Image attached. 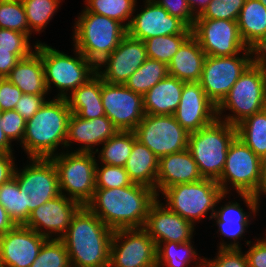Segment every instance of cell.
<instances>
[{
  "mask_svg": "<svg viewBox=\"0 0 266 267\" xmlns=\"http://www.w3.org/2000/svg\"><path fill=\"white\" fill-rule=\"evenodd\" d=\"M157 199L154 189L133 183L127 187L96 188L85 206L113 231L138 229L144 227Z\"/></svg>",
  "mask_w": 266,
  "mask_h": 267,
  "instance_id": "6da1fadb",
  "label": "cell"
},
{
  "mask_svg": "<svg viewBox=\"0 0 266 267\" xmlns=\"http://www.w3.org/2000/svg\"><path fill=\"white\" fill-rule=\"evenodd\" d=\"M113 230L82 206L60 240L65 244L72 267H109Z\"/></svg>",
  "mask_w": 266,
  "mask_h": 267,
  "instance_id": "7a4b0ae2",
  "label": "cell"
},
{
  "mask_svg": "<svg viewBox=\"0 0 266 267\" xmlns=\"http://www.w3.org/2000/svg\"><path fill=\"white\" fill-rule=\"evenodd\" d=\"M50 99L26 121L21 148L28 158H50L59 145L65 148L71 110L66 98Z\"/></svg>",
  "mask_w": 266,
  "mask_h": 267,
  "instance_id": "3957f363",
  "label": "cell"
},
{
  "mask_svg": "<svg viewBox=\"0 0 266 267\" xmlns=\"http://www.w3.org/2000/svg\"><path fill=\"white\" fill-rule=\"evenodd\" d=\"M73 46L95 65L110 55L127 35L119 21L85 9L74 23Z\"/></svg>",
  "mask_w": 266,
  "mask_h": 267,
  "instance_id": "277c9868",
  "label": "cell"
},
{
  "mask_svg": "<svg viewBox=\"0 0 266 267\" xmlns=\"http://www.w3.org/2000/svg\"><path fill=\"white\" fill-rule=\"evenodd\" d=\"M236 137V126L218 118L199 131L189 133L188 150L203 178L215 181L220 178L229 146Z\"/></svg>",
  "mask_w": 266,
  "mask_h": 267,
  "instance_id": "5b68a950",
  "label": "cell"
},
{
  "mask_svg": "<svg viewBox=\"0 0 266 267\" xmlns=\"http://www.w3.org/2000/svg\"><path fill=\"white\" fill-rule=\"evenodd\" d=\"M35 50L41 56L48 92L51 91L53 85L59 91L55 97L67 98L68 92L72 93L97 73L96 65L75 47V57L38 40Z\"/></svg>",
  "mask_w": 266,
  "mask_h": 267,
  "instance_id": "8992f818",
  "label": "cell"
},
{
  "mask_svg": "<svg viewBox=\"0 0 266 267\" xmlns=\"http://www.w3.org/2000/svg\"><path fill=\"white\" fill-rule=\"evenodd\" d=\"M161 193L169 210L193 224L204 219L211 210L210 220L216 210L215 207L227 195L223 193L217 181L205 178L192 183L173 185Z\"/></svg>",
  "mask_w": 266,
  "mask_h": 267,
  "instance_id": "52a82bcc",
  "label": "cell"
},
{
  "mask_svg": "<svg viewBox=\"0 0 266 267\" xmlns=\"http://www.w3.org/2000/svg\"><path fill=\"white\" fill-rule=\"evenodd\" d=\"M66 151L50 157L57 170L60 194L85 206L96 189V164L99 161L95 153Z\"/></svg>",
  "mask_w": 266,
  "mask_h": 267,
  "instance_id": "ba28073f",
  "label": "cell"
},
{
  "mask_svg": "<svg viewBox=\"0 0 266 267\" xmlns=\"http://www.w3.org/2000/svg\"><path fill=\"white\" fill-rule=\"evenodd\" d=\"M265 104L266 75L253 62L217 106V118L236 126L246 117L265 109ZM224 110L233 114L223 117Z\"/></svg>",
  "mask_w": 266,
  "mask_h": 267,
  "instance_id": "9c48e42d",
  "label": "cell"
},
{
  "mask_svg": "<svg viewBox=\"0 0 266 267\" xmlns=\"http://www.w3.org/2000/svg\"><path fill=\"white\" fill-rule=\"evenodd\" d=\"M261 163L262 159L237 136L229 146L223 172L217 180L223 193H230L228 189L232 186L238 194L254 195L260 183Z\"/></svg>",
  "mask_w": 266,
  "mask_h": 267,
  "instance_id": "30bf717a",
  "label": "cell"
},
{
  "mask_svg": "<svg viewBox=\"0 0 266 267\" xmlns=\"http://www.w3.org/2000/svg\"><path fill=\"white\" fill-rule=\"evenodd\" d=\"M233 56H206L199 80L207 97L218 106L238 78L253 63V49L248 48Z\"/></svg>",
  "mask_w": 266,
  "mask_h": 267,
  "instance_id": "8fae6325",
  "label": "cell"
},
{
  "mask_svg": "<svg viewBox=\"0 0 266 267\" xmlns=\"http://www.w3.org/2000/svg\"><path fill=\"white\" fill-rule=\"evenodd\" d=\"M23 169H15L20 191H23L24 208L31 211L60 195L58 175L50 158H29Z\"/></svg>",
  "mask_w": 266,
  "mask_h": 267,
  "instance_id": "7c38bea8",
  "label": "cell"
},
{
  "mask_svg": "<svg viewBox=\"0 0 266 267\" xmlns=\"http://www.w3.org/2000/svg\"><path fill=\"white\" fill-rule=\"evenodd\" d=\"M134 132L137 140L159 159L188 149L189 133L176 121L174 115L145 114Z\"/></svg>",
  "mask_w": 266,
  "mask_h": 267,
  "instance_id": "4fadbf2b",
  "label": "cell"
},
{
  "mask_svg": "<svg viewBox=\"0 0 266 267\" xmlns=\"http://www.w3.org/2000/svg\"><path fill=\"white\" fill-rule=\"evenodd\" d=\"M156 249L154 240L143 228L115 230L109 267H157Z\"/></svg>",
  "mask_w": 266,
  "mask_h": 267,
  "instance_id": "5bb4252c",
  "label": "cell"
},
{
  "mask_svg": "<svg viewBox=\"0 0 266 267\" xmlns=\"http://www.w3.org/2000/svg\"><path fill=\"white\" fill-rule=\"evenodd\" d=\"M192 35L206 56H233L248 49L241 38L237 21L195 19Z\"/></svg>",
  "mask_w": 266,
  "mask_h": 267,
  "instance_id": "9a60e30c",
  "label": "cell"
},
{
  "mask_svg": "<svg viewBox=\"0 0 266 267\" xmlns=\"http://www.w3.org/2000/svg\"><path fill=\"white\" fill-rule=\"evenodd\" d=\"M105 115L121 131H134L145 115L143 96L124 84L103 81L101 91Z\"/></svg>",
  "mask_w": 266,
  "mask_h": 267,
  "instance_id": "2e32d148",
  "label": "cell"
},
{
  "mask_svg": "<svg viewBox=\"0 0 266 267\" xmlns=\"http://www.w3.org/2000/svg\"><path fill=\"white\" fill-rule=\"evenodd\" d=\"M81 207L79 202L60 194L31 211L24 226L47 239H60Z\"/></svg>",
  "mask_w": 266,
  "mask_h": 267,
  "instance_id": "e0dca14e",
  "label": "cell"
},
{
  "mask_svg": "<svg viewBox=\"0 0 266 267\" xmlns=\"http://www.w3.org/2000/svg\"><path fill=\"white\" fill-rule=\"evenodd\" d=\"M147 59L144 41L131 38L127 34L118 47L96 65V71L107 83L125 84Z\"/></svg>",
  "mask_w": 266,
  "mask_h": 267,
  "instance_id": "ac0fdd59",
  "label": "cell"
},
{
  "mask_svg": "<svg viewBox=\"0 0 266 267\" xmlns=\"http://www.w3.org/2000/svg\"><path fill=\"white\" fill-rule=\"evenodd\" d=\"M144 8L133 15L127 28V34L134 39L144 41L152 37L175 34H192L189 28L178 17L170 15L154 0H144Z\"/></svg>",
  "mask_w": 266,
  "mask_h": 267,
  "instance_id": "d6986e66",
  "label": "cell"
},
{
  "mask_svg": "<svg viewBox=\"0 0 266 267\" xmlns=\"http://www.w3.org/2000/svg\"><path fill=\"white\" fill-rule=\"evenodd\" d=\"M174 117L188 133L196 132L217 119V106L199 82H185Z\"/></svg>",
  "mask_w": 266,
  "mask_h": 267,
  "instance_id": "ffe728a7",
  "label": "cell"
},
{
  "mask_svg": "<svg viewBox=\"0 0 266 267\" xmlns=\"http://www.w3.org/2000/svg\"><path fill=\"white\" fill-rule=\"evenodd\" d=\"M192 222L169 210L159 198L151 205L143 229L154 240L156 247L163 242L191 241L195 228Z\"/></svg>",
  "mask_w": 266,
  "mask_h": 267,
  "instance_id": "44dd1931",
  "label": "cell"
},
{
  "mask_svg": "<svg viewBox=\"0 0 266 267\" xmlns=\"http://www.w3.org/2000/svg\"><path fill=\"white\" fill-rule=\"evenodd\" d=\"M46 237L24 225H16L0 237L3 267H30Z\"/></svg>",
  "mask_w": 266,
  "mask_h": 267,
  "instance_id": "7402d4cb",
  "label": "cell"
},
{
  "mask_svg": "<svg viewBox=\"0 0 266 267\" xmlns=\"http://www.w3.org/2000/svg\"><path fill=\"white\" fill-rule=\"evenodd\" d=\"M241 196L243 201L247 204L249 210L252 212H244L243 208H241L240 203L234 201H228L224 206H220L221 208H216L214 215L211 219H215V222L218 226V231L220 235L223 237H228L231 241L230 243L224 242V240L220 241L219 248H241L238 240L243 238V235L251 224L250 217L252 218L256 216L259 211L260 204L258 200L255 198L253 194H238ZM233 240V241H232Z\"/></svg>",
  "mask_w": 266,
  "mask_h": 267,
  "instance_id": "603a6c76",
  "label": "cell"
},
{
  "mask_svg": "<svg viewBox=\"0 0 266 267\" xmlns=\"http://www.w3.org/2000/svg\"><path fill=\"white\" fill-rule=\"evenodd\" d=\"M118 131V128L106 115L87 120L71 113L68 120L65 147L67 149L72 142H76L83 146L81 145L74 152L95 153L94 147L102 145Z\"/></svg>",
  "mask_w": 266,
  "mask_h": 267,
  "instance_id": "cb8c5ba5",
  "label": "cell"
},
{
  "mask_svg": "<svg viewBox=\"0 0 266 267\" xmlns=\"http://www.w3.org/2000/svg\"><path fill=\"white\" fill-rule=\"evenodd\" d=\"M203 179L197 163L188 149L168 154L159 159L156 195L176 184L192 183Z\"/></svg>",
  "mask_w": 266,
  "mask_h": 267,
  "instance_id": "d4e9b609",
  "label": "cell"
},
{
  "mask_svg": "<svg viewBox=\"0 0 266 267\" xmlns=\"http://www.w3.org/2000/svg\"><path fill=\"white\" fill-rule=\"evenodd\" d=\"M206 54L191 34L168 64L169 75L184 82H199Z\"/></svg>",
  "mask_w": 266,
  "mask_h": 267,
  "instance_id": "484cf974",
  "label": "cell"
},
{
  "mask_svg": "<svg viewBox=\"0 0 266 267\" xmlns=\"http://www.w3.org/2000/svg\"><path fill=\"white\" fill-rule=\"evenodd\" d=\"M184 81L168 75L144 96L145 114L174 115L180 103Z\"/></svg>",
  "mask_w": 266,
  "mask_h": 267,
  "instance_id": "4316f807",
  "label": "cell"
},
{
  "mask_svg": "<svg viewBox=\"0 0 266 267\" xmlns=\"http://www.w3.org/2000/svg\"><path fill=\"white\" fill-rule=\"evenodd\" d=\"M6 79L16 85L23 94L48 95L44 66L36 50L20 59Z\"/></svg>",
  "mask_w": 266,
  "mask_h": 267,
  "instance_id": "83f0119b",
  "label": "cell"
},
{
  "mask_svg": "<svg viewBox=\"0 0 266 267\" xmlns=\"http://www.w3.org/2000/svg\"><path fill=\"white\" fill-rule=\"evenodd\" d=\"M124 168L133 183L150 187L156 192L159 158L137 138Z\"/></svg>",
  "mask_w": 266,
  "mask_h": 267,
  "instance_id": "f1b7e54d",
  "label": "cell"
},
{
  "mask_svg": "<svg viewBox=\"0 0 266 267\" xmlns=\"http://www.w3.org/2000/svg\"><path fill=\"white\" fill-rule=\"evenodd\" d=\"M241 38L254 49L266 40V7L259 0H246L237 19Z\"/></svg>",
  "mask_w": 266,
  "mask_h": 267,
  "instance_id": "f546056e",
  "label": "cell"
},
{
  "mask_svg": "<svg viewBox=\"0 0 266 267\" xmlns=\"http://www.w3.org/2000/svg\"><path fill=\"white\" fill-rule=\"evenodd\" d=\"M237 136L261 159L266 158V108L236 125Z\"/></svg>",
  "mask_w": 266,
  "mask_h": 267,
  "instance_id": "4dcf8cb0",
  "label": "cell"
},
{
  "mask_svg": "<svg viewBox=\"0 0 266 267\" xmlns=\"http://www.w3.org/2000/svg\"><path fill=\"white\" fill-rule=\"evenodd\" d=\"M136 139L134 131L119 130L113 137L103 143L102 149H95L102 164L124 167L131 154L133 142Z\"/></svg>",
  "mask_w": 266,
  "mask_h": 267,
  "instance_id": "1f68e13d",
  "label": "cell"
},
{
  "mask_svg": "<svg viewBox=\"0 0 266 267\" xmlns=\"http://www.w3.org/2000/svg\"><path fill=\"white\" fill-rule=\"evenodd\" d=\"M192 242L160 243L156 249L157 267H189L193 260L204 261L200 255L197 258L198 253H196Z\"/></svg>",
  "mask_w": 266,
  "mask_h": 267,
  "instance_id": "d6a6232c",
  "label": "cell"
},
{
  "mask_svg": "<svg viewBox=\"0 0 266 267\" xmlns=\"http://www.w3.org/2000/svg\"><path fill=\"white\" fill-rule=\"evenodd\" d=\"M169 75L168 65L148 58L136 72L128 78L125 86L144 96L152 87Z\"/></svg>",
  "mask_w": 266,
  "mask_h": 267,
  "instance_id": "836d02e7",
  "label": "cell"
},
{
  "mask_svg": "<svg viewBox=\"0 0 266 267\" xmlns=\"http://www.w3.org/2000/svg\"><path fill=\"white\" fill-rule=\"evenodd\" d=\"M84 2H86L84 9L87 12L115 19L126 28L129 27L132 16L137 10L136 6H138L137 0H85Z\"/></svg>",
  "mask_w": 266,
  "mask_h": 267,
  "instance_id": "e575fe53",
  "label": "cell"
},
{
  "mask_svg": "<svg viewBox=\"0 0 266 267\" xmlns=\"http://www.w3.org/2000/svg\"><path fill=\"white\" fill-rule=\"evenodd\" d=\"M0 203L16 225L27 222L28 208H24L23 191L15 177L0 186Z\"/></svg>",
  "mask_w": 266,
  "mask_h": 267,
  "instance_id": "d590c367",
  "label": "cell"
},
{
  "mask_svg": "<svg viewBox=\"0 0 266 267\" xmlns=\"http://www.w3.org/2000/svg\"><path fill=\"white\" fill-rule=\"evenodd\" d=\"M62 0H22L30 32L40 33L59 9Z\"/></svg>",
  "mask_w": 266,
  "mask_h": 267,
  "instance_id": "8d00e7d4",
  "label": "cell"
},
{
  "mask_svg": "<svg viewBox=\"0 0 266 267\" xmlns=\"http://www.w3.org/2000/svg\"><path fill=\"white\" fill-rule=\"evenodd\" d=\"M190 35H165L144 40L148 58L168 65L173 56L178 52L180 46Z\"/></svg>",
  "mask_w": 266,
  "mask_h": 267,
  "instance_id": "74e56055",
  "label": "cell"
},
{
  "mask_svg": "<svg viewBox=\"0 0 266 267\" xmlns=\"http://www.w3.org/2000/svg\"><path fill=\"white\" fill-rule=\"evenodd\" d=\"M0 28L25 33L31 38L22 0H0Z\"/></svg>",
  "mask_w": 266,
  "mask_h": 267,
  "instance_id": "f35d334b",
  "label": "cell"
},
{
  "mask_svg": "<svg viewBox=\"0 0 266 267\" xmlns=\"http://www.w3.org/2000/svg\"><path fill=\"white\" fill-rule=\"evenodd\" d=\"M30 267H72L65 244L60 239H47Z\"/></svg>",
  "mask_w": 266,
  "mask_h": 267,
  "instance_id": "ab89813d",
  "label": "cell"
},
{
  "mask_svg": "<svg viewBox=\"0 0 266 267\" xmlns=\"http://www.w3.org/2000/svg\"><path fill=\"white\" fill-rule=\"evenodd\" d=\"M33 46L32 48L30 37L27 34L0 28V50L14 53L19 59H22L35 51L36 43Z\"/></svg>",
  "mask_w": 266,
  "mask_h": 267,
  "instance_id": "60d3db41",
  "label": "cell"
},
{
  "mask_svg": "<svg viewBox=\"0 0 266 267\" xmlns=\"http://www.w3.org/2000/svg\"><path fill=\"white\" fill-rule=\"evenodd\" d=\"M96 164V188H117V187H127L132 185L133 182L130 180L126 169L122 166H110L106 164Z\"/></svg>",
  "mask_w": 266,
  "mask_h": 267,
  "instance_id": "b9f144b4",
  "label": "cell"
},
{
  "mask_svg": "<svg viewBox=\"0 0 266 267\" xmlns=\"http://www.w3.org/2000/svg\"><path fill=\"white\" fill-rule=\"evenodd\" d=\"M102 78L96 73L66 98L69 107H84V103L102 102Z\"/></svg>",
  "mask_w": 266,
  "mask_h": 267,
  "instance_id": "7bdbcfd3",
  "label": "cell"
},
{
  "mask_svg": "<svg viewBox=\"0 0 266 267\" xmlns=\"http://www.w3.org/2000/svg\"><path fill=\"white\" fill-rule=\"evenodd\" d=\"M246 0H211L204 12L196 19H224L237 21Z\"/></svg>",
  "mask_w": 266,
  "mask_h": 267,
  "instance_id": "ee69618b",
  "label": "cell"
},
{
  "mask_svg": "<svg viewBox=\"0 0 266 267\" xmlns=\"http://www.w3.org/2000/svg\"><path fill=\"white\" fill-rule=\"evenodd\" d=\"M242 248H218L215 258H204L205 267H248L246 255Z\"/></svg>",
  "mask_w": 266,
  "mask_h": 267,
  "instance_id": "f6af8a7d",
  "label": "cell"
},
{
  "mask_svg": "<svg viewBox=\"0 0 266 267\" xmlns=\"http://www.w3.org/2000/svg\"><path fill=\"white\" fill-rule=\"evenodd\" d=\"M2 130L7 138L12 141L22 140L26 129V120L16 110L3 111L1 119Z\"/></svg>",
  "mask_w": 266,
  "mask_h": 267,
  "instance_id": "bcb514c9",
  "label": "cell"
},
{
  "mask_svg": "<svg viewBox=\"0 0 266 267\" xmlns=\"http://www.w3.org/2000/svg\"><path fill=\"white\" fill-rule=\"evenodd\" d=\"M159 6L163 7L170 15L178 17L189 28H192L196 17L190 10L187 0H154Z\"/></svg>",
  "mask_w": 266,
  "mask_h": 267,
  "instance_id": "7dc6e473",
  "label": "cell"
},
{
  "mask_svg": "<svg viewBox=\"0 0 266 267\" xmlns=\"http://www.w3.org/2000/svg\"><path fill=\"white\" fill-rule=\"evenodd\" d=\"M22 91L6 78H0V110L15 109L22 96Z\"/></svg>",
  "mask_w": 266,
  "mask_h": 267,
  "instance_id": "c3c4849f",
  "label": "cell"
},
{
  "mask_svg": "<svg viewBox=\"0 0 266 267\" xmlns=\"http://www.w3.org/2000/svg\"><path fill=\"white\" fill-rule=\"evenodd\" d=\"M46 101V95L22 94L14 110L27 121L32 118Z\"/></svg>",
  "mask_w": 266,
  "mask_h": 267,
  "instance_id": "681fc988",
  "label": "cell"
},
{
  "mask_svg": "<svg viewBox=\"0 0 266 267\" xmlns=\"http://www.w3.org/2000/svg\"><path fill=\"white\" fill-rule=\"evenodd\" d=\"M256 240V243L245 252L248 267H266V236Z\"/></svg>",
  "mask_w": 266,
  "mask_h": 267,
  "instance_id": "f907efd6",
  "label": "cell"
},
{
  "mask_svg": "<svg viewBox=\"0 0 266 267\" xmlns=\"http://www.w3.org/2000/svg\"><path fill=\"white\" fill-rule=\"evenodd\" d=\"M69 109L71 113L87 120L105 116L102 102L84 103V107H69Z\"/></svg>",
  "mask_w": 266,
  "mask_h": 267,
  "instance_id": "816d5d0a",
  "label": "cell"
},
{
  "mask_svg": "<svg viewBox=\"0 0 266 267\" xmlns=\"http://www.w3.org/2000/svg\"><path fill=\"white\" fill-rule=\"evenodd\" d=\"M13 152H0V186L14 177L16 166Z\"/></svg>",
  "mask_w": 266,
  "mask_h": 267,
  "instance_id": "f5cc1de1",
  "label": "cell"
},
{
  "mask_svg": "<svg viewBox=\"0 0 266 267\" xmlns=\"http://www.w3.org/2000/svg\"><path fill=\"white\" fill-rule=\"evenodd\" d=\"M19 60L14 53L0 50V78H6Z\"/></svg>",
  "mask_w": 266,
  "mask_h": 267,
  "instance_id": "db71d44e",
  "label": "cell"
},
{
  "mask_svg": "<svg viewBox=\"0 0 266 267\" xmlns=\"http://www.w3.org/2000/svg\"><path fill=\"white\" fill-rule=\"evenodd\" d=\"M253 62L266 75V40L261 41L253 49Z\"/></svg>",
  "mask_w": 266,
  "mask_h": 267,
  "instance_id": "11a10c76",
  "label": "cell"
},
{
  "mask_svg": "<svg viewBox=\"0 0 266 267\" xmlns=\"http://www.w3.org/2000/svg\"><path fill=\"white\" fill-rule=\"evenodd\" d=\"M15 226L16 224L6 212L4 206L0 203V237Z\"/></svg>",
  "mask_w": 266,
  "mask_h": 267,
  "instance_id": "9f6ffc18",
  "label": "cell"
},
{
  "mask_svg": "<svg viewBox=\"0 0 266 267\" xmlns=\"http://www.w3.org/2000/svg\"><path fill=\"white\" fill-rule=\"evenodd\" d=\"M211 0H187V4L195 17L200 16Z\"/></svg>",
  "mask_w": 266,
  "mask_h": 267,
  "instance_id": "6f0895ef",
  "label": "cell"
},
{
  "mask_svg": "<svg viewBox=\"0 0 266 267\" xmlns=\"http://www.w3.org/2000/svg\"><path fill=\"white\" fill-rule=\"evenodd\" d=\"M261 195L266 196V160H262L260 183L256 193L254 194L255 198L258 200V203H260L259 201L261 200Z\"/></svg>",
  "mask_w": 266,
  "mask_h": 267,
  "instance_id": "680465c9",
  "label": "cell"
},
{
  "mask_svg": "<svg viewBox=\"0 0 266 267\" xmlns=\"http://www.w3.org/2000/svg\"><path fill=\"white\" fill-rule=\"evenodd\" d=\"M3 111L0 110V152H13L12 142L7 138L2 130L1 119Z\"/></svg>",
  "mask_w": 266,
  "mask_h": 267,
  "instance_id": "91938a15",
  "label": "cell"
},
{
  "mask_svg": "<svg viewBox=\"0 0 266 267\" xmlns=\"http://www.w3.org/2000/svg\"><path fill=\"white\" fill-rule=\"evenodd\" d=\"M196 265H193L195 267H205L204 266V261H197V262H194Z\"/></svg>",
  "mask_w": 266,
  "mask_h": 267,
  "instance_id": "94428289",
  "label": "cell"
},
{
  "mask_svg": "<svg viewBox=\"0 0 266 267\" xmlns=\"http://www.w3.org/2000/svg\"><path fill=\"white\" fill-rule=\"evenodd\" d=\"M266 7V0H259Z\"/></svg>",
  "mask_w": 266,
  "mask_h": 267,
  "instance_id": "6125c7cd",
  "label": "cell"
}]
</instances>
